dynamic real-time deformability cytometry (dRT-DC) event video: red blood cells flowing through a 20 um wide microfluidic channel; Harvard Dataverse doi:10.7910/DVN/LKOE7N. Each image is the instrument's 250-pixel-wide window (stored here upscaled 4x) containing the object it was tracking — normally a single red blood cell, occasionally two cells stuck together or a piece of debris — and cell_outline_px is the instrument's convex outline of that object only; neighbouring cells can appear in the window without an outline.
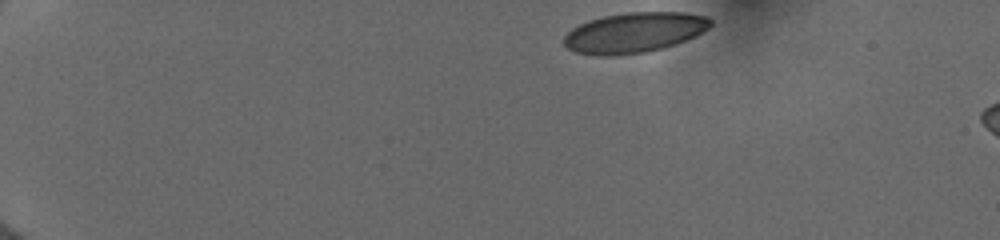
{"species": "human", "species_latin": "Homo sapiens", "temperature_condition": "cold", "stored_images_in_passage": 44, "camera_frame_rate_fps": 3000, "um_per_image_px": 0.085, "donor": {"sex": "female"}, "frame": {"image": 1, "passage_image": 1, "time_ms": 0.0, "image_size_px": [1000, 240], "cell_outline_px": [[712, 24], [708, 28], [676, 44], [644, 52], [612, 56], [596, 56], [576, 52], [568, 48], [564, 44], [564, 36], [572, 28], [588, 20], [604, 16], [624, 12], [684, 12], [708, 16], [712, 20]], "centroid_in_image_um": [53.89, 2.76], "position_along_channel_um": 31.1, "area_um2": 34.28}}
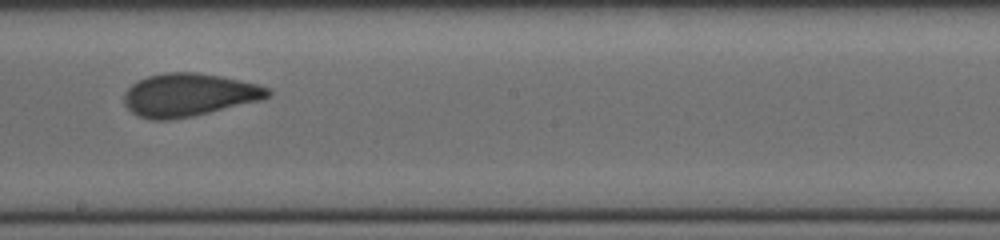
{"frame": {"image": 2, "passage_image": 24, "time_ms": 7.667, "image_size_px": [1000, 240], "cell_outline_px": [[272, 92], [268, 96], [260, 100], [192, 116], [168, 120], [152, 120], [140, 116], [132, 112], [124, 104], [124, 92], [136, 80], [148, 76], [164, 72], [196, 72], [220, 76], [256, 84], [272, 88]], "centroid_in_image_um": [16.02, 8.05], "position_along_channel_um": 232.2, "area_um2": 35.84}}
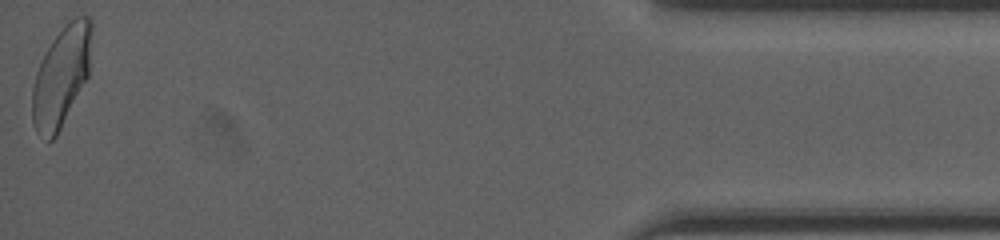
{"frame": {"image": 3, "passage_image": 44, "time_ms": 14.333, "image_size_px": [1000, 240], "cell_outline_px": [[92, 28], [88, 76], [56, 136], [52, 140], [48, 140], [36, 132], [32, 120], [32, 88], [36, 72], [40, 60], [52, 40], [76, 16], [88, 16], [92, 20]], "centroid_in_image_um": [5.2, 6.5], "position_along_channel_um": 430.0, "area_um2": 34.16}, "authors_computed_cell_mechanics": {"area_um2": 35.6337, "velocity_mm_per_s": 3.9859, "shape_relaxation_time_tau1_ms": 5.8132, "shape_relaxation_time_tau2_ms": 0.8851, "deformation_change_tau1": 0.1738, "deformation_change_tau2": 0.0515}}